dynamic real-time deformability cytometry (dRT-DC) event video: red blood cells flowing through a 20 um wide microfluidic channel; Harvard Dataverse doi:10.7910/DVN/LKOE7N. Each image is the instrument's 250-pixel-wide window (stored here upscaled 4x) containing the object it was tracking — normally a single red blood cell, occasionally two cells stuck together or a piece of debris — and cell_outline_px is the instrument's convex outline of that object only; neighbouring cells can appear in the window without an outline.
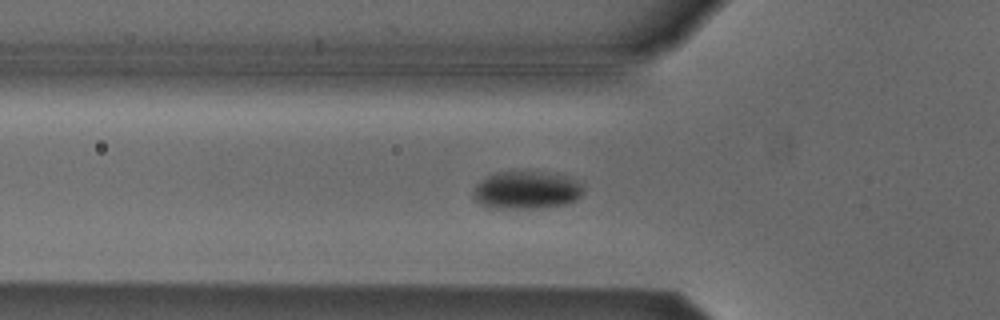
{"species": "Egyptian fruit bat (a non-hibernating species)", "species_latin": "Rousettus aegyptiacus", "temperature_condition": "cold", "stored_images_in_passage": 47, "segment_of_instrument_passage": [1, 2], "camera_frame_rate_fps": 3000, "um_per_image_px": 0.085, "animal": {"sex": "male"}, "frame": {"image": 1, "passage_image": 10, "time_ms": 3.0, "image_size_px": [1000, 320], "cell_outline_px": [[584, 192], [576, 200], [564, 204], [536, 208], [488, 208], [480, 204], [472, 196], [472, 192], [476, 184], [480, 180], [496, 172], [512, 168], [544, 172], [568, 176], [576, 180], [584, 188]], "centroid_in_image_um": [44.71, 16.12], "position_along_channel_um": 81.1, "area_um2": 25.03}}
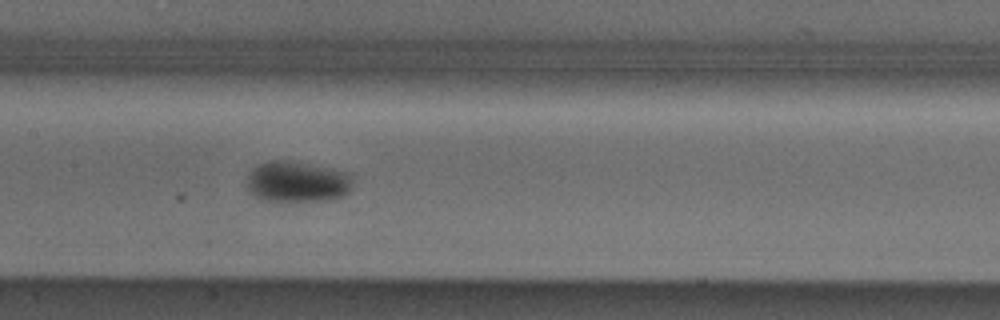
{"frame": {"image": 2, "passage_image": 18, "time_ms": 5.667, "image_size_px": [1000, 320], "cell_outline_px": [[352, 184], [348, 192], [344, 196], [324, 200], [260, 200], [248, 188], [248, 176], [260, 164], [276, 160], [284, 160], [332, 168], [344, 172], [352, 176]], "centroid_in_image_um": [25.3, 15.45], "position_along_channel_um": 182.1, "area_um2": 24.57}}
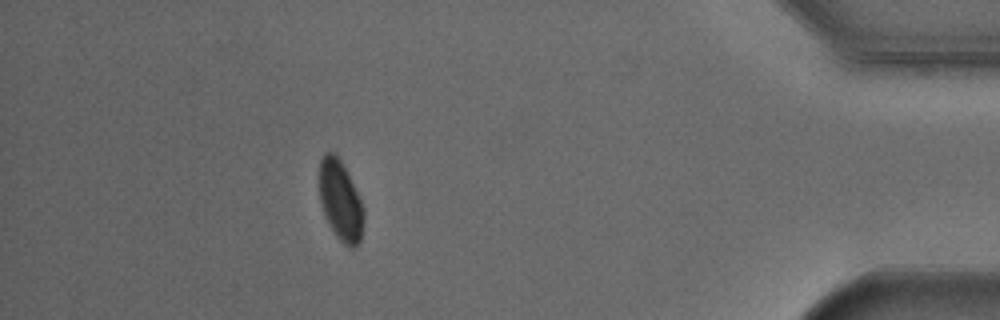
{"frame": {"image": 3, "passage_image": 40, "time_ms": 13.0, "image_size_px": [1000, 320], "cell_outline_px": [[364, 220], [360, 244], [356, 248], [348, 248], [336, 236], [324, 216], [320, 200], [320, 160], [324, 152], [336, 152], [364, 208]], "centroid_in_image_um": [28.94, 17.11], "position_along_channel_um": 406.3, "area_um2": 20.63}}